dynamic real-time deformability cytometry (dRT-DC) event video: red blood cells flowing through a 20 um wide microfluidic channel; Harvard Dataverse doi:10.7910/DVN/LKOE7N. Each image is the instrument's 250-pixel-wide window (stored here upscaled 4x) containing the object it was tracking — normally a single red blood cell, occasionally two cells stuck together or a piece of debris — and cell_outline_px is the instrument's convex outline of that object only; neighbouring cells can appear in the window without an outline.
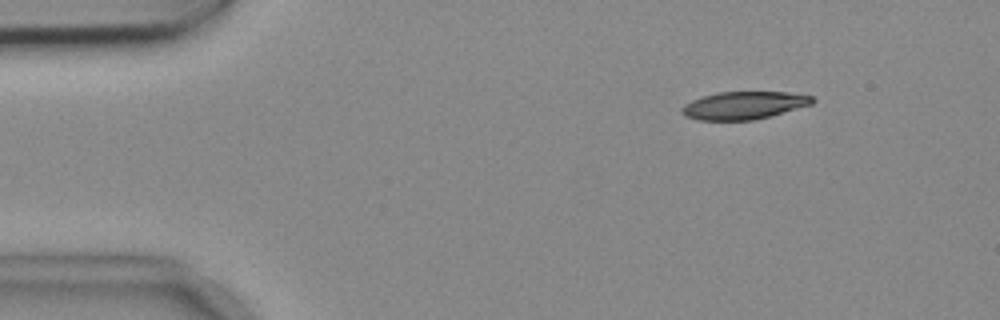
{"species": "common noctule bat (a hibernating species)", "species_latin": "Nyctalus noctula", "temperature_condition": "cold", "stored_images_in_passage": 54, "camera_frame_rate_fps": 3000, "um_per_image_px": 0.085, "animal": {"sex": "female", "body_mass_g": 18.4}, "frame": {"image": 1, "passage_image": 7, "time_ms": 2.0, "image_size_px": [1000, 320], "cell_outline_px": [[812, 100], [804, 104], [764, 116], [744, 120], [708, 120], [692, 116], [684, 112], [684, 108], [708, 96], [728, 92], [780, 92], [812, 96]], "centroid_in_image_um": [63.27, 8.94], "position_along_channel_um": 21.7, "area_um2": 18.61}}
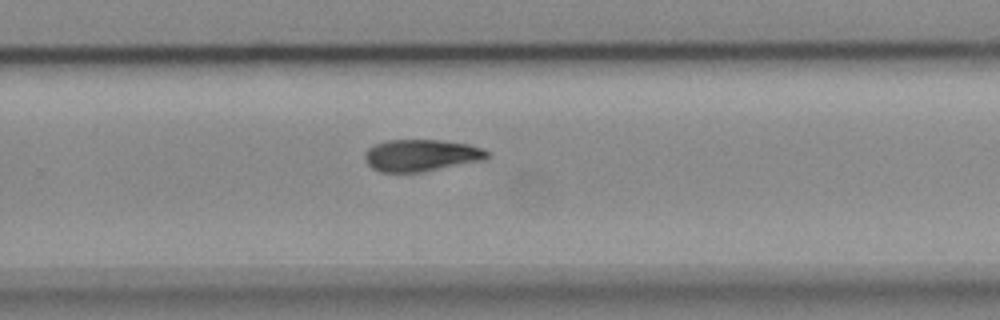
{"frame": {"image": 2, "passage_image": 35, "time_ms": 11.333, "image_size_px": [1000, 320], "cell_outline_px": [[484, 156], [424, 168], [380, 168], [372, 164], [368, 160], [368, 152], [384, 144], [412, 140], [424, 140], [460, 144], [476, 148], [484, 152]], "centroid_in_image_um": [35.75, 13.11], "position_along_channel_um": 294.1, "area_um2": 17.46}}
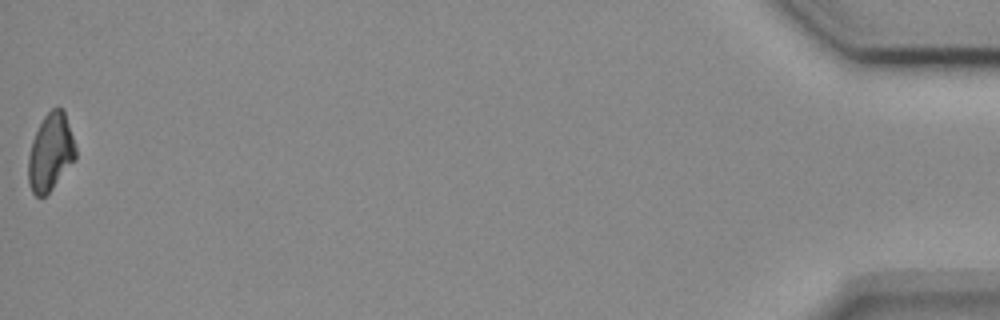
{"frame": {"image": 3, "passage_image": 54, "time_ms": 17.667, "image_size_px": [1000, 320], "cell_outline_px": [[76, 156], [48, 192], [44, 196], [36, 196], [32, 188], [28, 172], [28, 168], [32, 144], [44, 120], [56, 108], [60, 108], [64, 112], [76, 152]], "centroid_in_image_um": [4.3, 12.99], "position_along_channel_um": 430.9, "area_um2": 19.31}}